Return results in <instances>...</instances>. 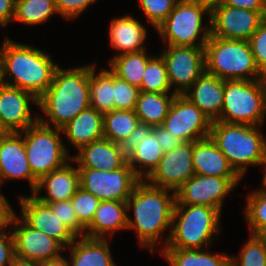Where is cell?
Listing matches in <instances>:
<instances>
[{"label": "cell", "instance_id": "1", "mask_svg": "<svg viewBox=\"0 0 266 266\" xmlns=\"http://www.w3.org/2000/svg\"><path fill=\"white\" fill-rule=\"evenodd\" d=\"M175 202L174 191L154 187L146 181L136 185L126 202L127 230L135 231L140 249H147L153 255L164 249L171 232Z\"/></svg>", "mask_w": 266, "mask_h": 266}, {"label": "cell", "instance_id": "2", "mask_svg": "<svg viewBox=\"0 0 266 266\" xmlns=\"http://www.w3.org/2000/svg\"><path fill=\"white\" fill-rule=\"evenodd\" d=\"M60 65L51 86L38 99V110L39 121L43 125L61 130L90 107L89 72L96 63L69 68Z\"/></svg>", "mask_w": 266, "mask_h": 266}, {"label": "cell", "instance_id": "3", "mask_svg": "<svg viewBox=\"0 0 266 266\" xmlns=\"http://www.w3.org/2000/svg\"><path fill=\"white\" fill-rule=\"evenodd\" d=\"M2 35L0 58L5 84L31 92L39 99L51 86L59 63L47 50Z\"/></svg>", "mask_w": 266, "mask_h": 266}, {"label": "cell", "instance_id": "4", "mask_svg": "<svg viewBox=\"0 0 266 266\" xmlns=\"http://www.w3.org/2000/svg\"><path fill=\"white\" fill-rule=\"evenodd\" d=\"M264 126L213 121L209 137L235 172L246 177L249 167L262 169L266 158V135Z\"/></svg>", "mask_w": 266, "mask_h": 266}, {"label": "cell", "instance_id": "5", "mask_svg": "<svg viewBox=\"0 0 266 266\" xmlns=\"http://www.w3.org/2000/svg\"><path fill=\"white\" fill-rule=\"evenodd\" d=\"M221 214L216 208L183 205L176 201L170 236L164 248L205 249L212 246L222 233Z\"/></svg>", "mask_w": 266, "mask_h": 266}, {"label": "cell", "instance_id": "6", "mask_svg": "<svg viewBox=\"0 0 266 266\" xmlns=\"http://www.w3.org/2000/svg\"><path fill=\"white\" fill-rule=\"evenodd\" d=\"M205 71L223 80H260L249 41L229 40L210 35L204 47Z\"/></svg>", "mask_w": 266, "mask_h": 266}, {"label": "cell", "instance_id": "7", "mask_svg": "<svg viewBox=\"0 0 266 266\" xmlns=\"http://www.w3.org/2000/svg\"><path fill=\"white\" fill-rule=\"evenodd\" d=\"M155 31L162 45L205 47L211 35V13L191 0H178Z\"/></svg>", "mask_w": 266, "mask_h": 266}, {"label": "cell", "instance_id": "8", "mask_svg": "<svg viewBox=\"0 0 266 266\" xmlns=\"http://www.w3.org/2000/svg\"><path fill=\"white\" fill-rule=\"evenodd\" d=\"M216 121L265 126L266 79L225 80L224 102Z\"/></svg>", "mask_w": 266, "mask_h": 266}, {"label": "cell", "instance_id": "9", "mask_svg": "<svg viewBox=\"0 0 266 266\" xmlns=\"http://www.w3.org/2000/svg\"><path fill=\"white\" fill-rule=\"evenodd\" d=\"M23 136L32 175L39 180L71 160L62 131L40 121L19 132Z\"/></svg>", "mask_w": 266, "mask_h": 266}, {"label": "cell", "instance_id": "10", "mask_svg": "<svg viewBox=\"0 0 266 266\" xmlns=\"http://www.w3.org/2000/svg\"><path fill=\"white\" fill-rule=\"evenodd\" d=\"M80 187L96 196L100 201L127 202L136 185L141 181L126 163L112 171L78 168Z\"/></svg>", "mask_w": 266, "mask_h": 266}, {"label": "cell", "instance_id": "11", "mask_svg": "<svg viewBox=\"0 0 266 266\" xmlns=\"http://www.w3.org/2000/svg\"><path fill=\"white\" fill-rule=\"evenodd\" d=\"M241 177L193 175L175 192L176 201L183 205H202L218 209L221 213L226 198L242 182Z\"/></svg>", "mask_w": 266, "mask_h": 266}, {"label": "cell", "instance_id": "12", "mask_svg": "<svg viewBox=\"0 0 266 266\" xmlns=\"http://www.w3.org/2000/svg\"><path fill=\"white\" fill-rule=\"evenodd\" d=\"M164 46L158 53L165 62L172 91L183 94L205 72L204 47Z\"/></svg>", "mask_w": 266, "mask_h": 266}, {"label": "cell", "instance_id": "13", "mask_svg": "<svg viewBox=\"0 0 266 266\" xmlns=\"http://www.w3.org/2000/svg\"><path fill=\"white\" fill-rule=\"evenodd\" d=\"M212 121L183 94H176L163 127L183 143L209 137Z\"/></svg>", "mask_w": 266, "mask_h": 266}, {"label": "cell", "instance_id": "14", "mask_svg": "<svg viewBox=\"0 0 266 266\" xmlns=\"http://www.w3.org/2000/svg\"><path fill=\"white\" fill-rule=\"evenodd\" d=\"M38 98L26 90L4 85L0 88V126L4 132H21L39 121ZM32 107V108H31Z\"/></svg>", "mask_w": 266, "mask_h": 266}, {"label": "cell", "instance_id": "15", "mask_svg": "<svg viewBox=\"0 0 266 266\" xmlns=\"http://www.w3.org/2000/svg\"><path fill=\"white\" fill-rule=\"evenodd\" d=\"M15 255L24 259L43 262L56 258L65 248L42 231L29 226L16 212L11 222Z\"/></svg>", "mask_w": 266, "mask_h": 266}, {"label": "cell", "instance_id": "16", "mask_svg": "<svg viewBox=\"0 0 266 266\" xmlns=\"http://www.w3.org/2000/svg\"><path fill=\"white\" fill-rule=\"evenodd\" d=\"M192 157V142L182 143L163 153L158 166L145 181L154 187L176 192L195 175Z\"/></svg>", "mask_w": 266, "mask_h": 266}, {"label": "cell", "instance_id": "17", "mask_svg": "<svg viewBox=\"0 0 266 266\" xmlns=\"http://www.w3.org/2000/svg\"><path fill=\"white\" fill-rule=\"evenodd\" d=\"M19 216L32 228L42 231L58 241L64 248L72 244L77 236L60 220L51 207L32 194H20Z\"/></svg>", "mask_w": 266, "mask_h": 266}, {"label": "cell", "instance_id": "18", "mask_svg": "<svg viewBox=\"0 0 266 266\" xmlns=\"http://www.w3.org/2000/svg\"><path fill=\"white\" fill-rule=\"evenodd\" d=\"M265 19L260 12L220 4L211 12V35L248 41Z\"/></svg>", "mask_w": 266, "mask_h": 266}, {"label": "cell", "instance_id": "19", "mask_svg": "<svg viewBox=\"0 0 266 266\" xmlns=\"http://www.w3.org/2000/svg\"><path fill=\"white\" fill-rule=\"evenodd\" d=\"M28 181L30 194L38 180L32 171L26 155L23 136L19 132L0 134V189L6 181Z\"/></svg>", "mask_w": 266, "mask_h": 266}, {"label": "cell", "instance_id": "20", "mask_svg": "<svg viewBox=\"0 0 266 266\" xmlns=\"http://www.w3.org/2000/svg\"><path fill=\"white\" fill-rule=\"evenodd\" d=\"M108 25V44L113 49L111 58L125 54L136 53L147 49L148 29L131 13L113 17ZM115 51V52H114Z\"/></svg>", "mask_w": 266, "mask_h": 266}, {"label": "cell", "instance_id": "21", "mask_svg": "<svg viewBox=\"0 0 266 266\" xmlns=\"http://www.w3.org/2000/svg\"><path fill=\"white\" fill-rule=\"evenodd\" d=\"M79 187V170L71 159L64 166L41 177L32 195L46 204L67 201L72 198Z\"/></svg>", "mask_w": 266, "mask_h": 266}, {"label": "cell", "instance_id": "22", "mask_svg": "<svg viewBox=\"0 0 266 266\" xmlns=\"http://www.w3.org/2000/svg\"><path fill=\"white\" fill-rule=\"evenodd\" d=\"M71 159L78 168H92L101 171H112L127 163L120 145L105 138L81 147L71 155Z\"/></svg>", "mask_w": 266, "mask_h": 266}, {"label": "cell", "instance_id": "23", "mask_svg": "<svg viewBox=\"0 0 266 266\" xmlns=\"http://www.w3.org/2000/svg\"><path fill=\"white\" fill-rule=\"evenodd\" d=\"M224 92L225 80L205 71L183 95L213 122L220 117Z\"/></svg>", "mask_w": 266, "mask_h": 266}, {"label": "cell", "instance_id": "24", "mask_svg": "<svg viewBox=\"0 0 266 266\" xmlns=\"http://www.w3.org/2000/svg\"><path fill=\"white\" fill-rule=\"evenodd\" d=\"M109 240L112 239L77 237L65 248L70 266H117Z\"/></svg>", "mask_w": 266, "mask_h": 266}, {"label": "cell", "instance_id": "25", "mask_svg": "<svg viewBox=\"0 0 266 266\" xmlns=\"http://www.w3.org/2000/svg\"><path fill=\"white\" fill-rule=\"evenodd\" d=\"M61 131L65 138L64 140L69 143L65 144V148L71 155L70 146H74L73 149L78 151L81 147L104 138L103 114L89 107L81 111Z\"/></svg>", "mask_w": 266, "mask_h": 266}, {"label": "cell", "instance_id": "26", "mask_svg": "<svg viewBox=\"0 0 266 266\" xmlns=\"http://www.w3.org/2000/svg\"><path fill=\"white\" fill-rule=\"evenodd\" d=\"M127 203L101 201L91 224L85 229V237L112 239L116 232L127 230Z\"/></svg>", "mask_w": 266, "mask_h": 266}, {"label": "cell", "instance_id": "27", "mask_svg": "<svg viewBox=\"0 0 266 266\" xmlns=\"http://www.w3.org/2000/svg\"><path fill=\"white\" fill-rule=\"evenodd\" d=\"M193 164L195 174L218 177H240L229 164L210 137L193 142Z\"/></svg>", "mask_w": 266, "mask_h": 266}, {"label": "cell", "instance_id": "28", "mask_svg": "<svg viewBox=\"0 0 266 266\" xmlns=\"http://www.w3.org/2000/svg\"><path fill=\"white\" fill-rule=\"evenodd\" d=\"M211 247L205 249L164 248L159 252L168 266H230L228 252H212Z\"/></svg>", "mask_w": 266, "mask_h": 266}, {"label": "cell", "instance_id": "29", "mask_svg": "<svg viewBox=\"0 0 266 266\" xmlns=\"http://www.w3.org/2000/svg\"><path fill=\"white\" fill-rule=\"evenodd\" d=\"M97 68V64L89 72L90 107L105 114L114 110V74L108 67Z\"/></svg>", "mask_w": 266, "mask_h": 266}, {"label": "cell", "instance_id": "30", "mask_svg": "<svg viewBox=\"0 0 266 266\" xmlns=\"http://www.w3.org/2000/svg\"><path fill=\"white\" fill-rule=\"evenodd\" d=\"M176 93H152L140 91L135 114L140 123L151 126H161L168 115Z\"/></svg>", "mask_w": 266, "mask_h": 266}, {"label": "cell", "instance_id": "31", "mask_svg": "<svg viewBox=\"0 0 266 266\" xmlns=\"http://www.w3.org/2000/svg\"><path fill=\"white\" fill-rule=\"evenodd\" d=\"M147 49L136 53H125L108 58V69L120 79L132 86L141 87L144 71L153 52L149 55Z\"/></svg>", "mask_w": 266, "mask_h": 266}, {"label": "cell", "instance_id": "32", "mask_svg": "<svg viewBox=\"0 0 266 266\" xmlns=\"http://www.w3.org/2000/svg\"><path fill=\"white\" fill-rule=\"evenodd\" d=\"M162 156L163 151L152 131L145 140L136 146L135 152L127 160V163L135 175L141 181H145L156 169Z\"/></svg>", "mask_w": 266, "mask_h": 266}, {"label": "cell", "instance_id": "33", "mask_svg": "<svg viewBox=\"0 0 266 266\" xmlns=\"http://www.w3.org/2000/svg\"><path fill=\"white\" fill-rule=\"evenodd\" d=\"M59 15L55 0H16L13 23L23 24L30 28L45 24L52 16Z\"/></svg>", "mask_w": 266, "mask_h": 266}, {"label": "cell", "instance_id": "34", "mask_svg": "<svg viewBox=\"0 0 266 266\" xmlns=\"http://www.w3.org/2000/svg\"><path fill=\"white\" fill-rule=\"evenodd\" d=\"M140 124L134 110H112L103 114V136L120 144Z\"/></svg>", "mask_w": 266, "mask_h": 266}, {"label": "cell", "instance_id": "35", "mask_svg": "<svg viewBox=\"0 0 266 266\" xmlns=\"http://www.w3.org/2000/svg\"><path fill=\"white\" fill-rule=\"evenodd\" d=\"M257 187L246 193L242 210L248 234H258L266 225V189Z\"/></svg>", "mask_w": 266, "mask_h": 266}, {"label": "cell", "instance_id": "36", "mask_svg": "<svg viewBox=\"0 0 266 266\" xmlns=\"http://www.w3.org/2000/svg\"><path fill=\"white\" fill-rule=\"evenodd\" d=\"M140 91L152 93H174L172 91L165 62L158 53L146 65Z\"/></svg>", "mask_w": 266, "mask_h": 266}, {"label": "cell", "instance_id": "37", "mask_svg": "<svg viewBox=\"0 0 266 266\" xmlns=\"http://www.w3.org/2000/svg\"><path fill=\"white\" fill-rule=\"evenodd\" d=\"M230 266H266V239L248 234L239 253L230 255Z\"/></svg>", "mask_w": 266, "mask_h": 266}, {"label": "cell", "instance_id": "38", "mask_svg": "<svg viewBox=\"0 0 266 266\" xmlns=\"http://www.w3.org/2000/svg\"><path fill=\"white\" fill-rule=\"evenodd\" d=\"M178 0H137L146 23L156 29L171 13Z\"/></svg>", "mask_w": 266, "mask_h": 266}, {"label": "cell", "instance_id": "39", "mask_svg": "<svg viewBox=\"0 0 266 266\" xmlns=\"http://www.w3.org/2000/svg\"><path fill=\"white\" fill-rule=\"evenodd\" d=\"M71 202L79 223L86 229L91 224L101 201L93 194L79 187L72 196Z\"/></svg>", "mask_w": 266, "mask_h": 266}, {"label": "cell", "instance_id": "40", "mask_svg": "<svg viewBox=\"0 0 266 266\" xmlns=\"http://www.w3.org/2000/svg\"><path fill=\"white\" fill-rule=\"evenodd\" d=\"M140 89L114 74V109L134 110Z\"/></svg>", "mask_w": 266, "mask_h": 266}, {"label": "cell", "instance_id": "41", "mask_svg": "<svg viewBox=\"0 0 266 266\" xmlns=\"http://www.w3.org/2000/svg\"><path fill=\"white\" fill-rule=\"evenodd\" d=\"M60 220L77 236L85 235V228L79 223L70 200L47 203Z\"/></svg>", "mask_w": 266, "mask_h": 266}, {"label": "cell", "instance_id": "42", "mask_svg": "<svg viewBox=\"0 0 266 266\" xmlns=\"http://www.w3.org/2000/svg\"><path fill=\"white\" fill-rule=\"evenodd\" d=\"M97 2L98 0H55V6L60 18L75 21Z\"/></svg>", "mask_w": 266, "mask_h": 266}, {"label": "cell", "instance_id": "43", "mask_svg": "<svg viewBox=\"0 0 266 266\" xmlns=\"http://www.w3.org/2000/svg\"><path fill=\"white\" fill-rule=\"evenodd\" d=\"M254 55L256 65L266 77V19L248 40Z\"/></svg>", "mask_w": 266, "mask_h": 266}, {"label": "cell", "instance_id": "44", "mask_svg": "<svg viewBox=\"0 0 266 266\" xmlns=\"http://www.w3.org/2000/svg\"><path fill=\"white\" fill-rule=\"evenodd\" d=\"M153 126L140 123L133 130L129 136L120 142V148L123 156L128 160L136 150V146L139 145L145 138L152 133Z\"/></svg>", "mask_w": 266, "mask_h": 266}, {"label": "cell", "instance_id": "45", "mask_svg": "<svg viewBox=\"0 0 266 266\" xmlns=\"http://www.w3.org/2000/svg\"><path fill=\"white\" fill-rule=\"evenodd\" d=\"M14 256V239L10 229L0 233V266H9Z\"/></svg>", "mask_w": 266, "mask_h": 266}, {"label": "cell", "instance_id": "46", "mask_svg": "<svg viewBox=\"0 0 266 266\" xmlns=\"http://www.w3.org/2000/svg\"><path fill=\"white\" fill-rule=\"evenodd\" d=\"M153 132L155 133V138L158 140L163 153L169 152L183 143L177 137L172 136L171 133L162 125L154 126Z\"/></svg>", "mask_w": 266, "mask_h": 266}, {"label": "cell", "instance_id": "47", "mask_svg": "<svg viewBox=\"0 0 266 266\" xmlns=\"http://www.w3.org/2000/svg\"><path fill=\"white\" fill-rule=\"evenodd\" d=\"M15 213V209L10 204L4 192H0V233L7 232L11 229V222Z\"/></svg>", "mask_w": 266, "mask_h": 266}, {"label": "cell", "instance_id": "48", "mask_svg": "<svg viewBox=\"0 0 266 266\" xmlns=\"http://www.w3.org/2000/svg\"><path fill=\"white\" fill-rule=\"evenodd\" d=\"M221 4L260 12L266 18V3L264 0H222Z\"/></svg>", "mask_w": 266, "mask_h": 266}, {"label": "cell", "instance_id": "49", "mask_svg": "<svg viewBox=\"0 0 266 266\" xmlns=\"http://www.w3.org/2000/svg\"><path fill=\"white\" fill-rule=\"evenodd\" d=\"M16 0H0V28H7L13 23Z\"/></svg>", "mask_w": 266, "mask_h": 266}, {"label": "cell", "instance_id": "50", "mask_svg": "<svg viewBox=\"0 0 266 266\" xmlns=\"http://www.w3.org/2000/svg\"><path fill=\"white\" fill-rule=\"evenodd\" d=\"M40 266H70V264L68 261V256L65 255L64 252L56 258L40 262Z\"/></svg>", "mask_w": 266, "mask_h": 266}, {"label": "cell", "instance_id": "51", "mask_svg": "<svg viewBox=\"0 0 266 266\" xmlns=\"http://www.w3.org/2000/svg\"><path fill=\"white\" fill-rule=\"evenodd\" d=\"M195 4L206 8L210 13L217 8L222 0H191Z\"/></svg>", "mask_w": 266, "mask_h": 266}, {"label": "cell", "instance_id": "52", "mask_svg": "<svg viewBox=\"0 0 266 266\" xmlns=\"http://www.w3.org/2000/svg\"><path fill=\"white\" fill-rule=\"evenodd\" d=\"M9 266H40L39 262L14 256Z\"/></svg>", "mask_w": 266, "mask_h": 266}, {"label": "cell", "instance_id": "53", "mask_svg": "<svg viewBox=\"0 0 266 266\" xmlns=\"http://www.w3.org/2000/svg\"><path fill=\"white\" fill-rule=\"evenodd\" d=\"M263 174H262V178L260 180V187L266 189V158L264 160V164L262 169L260 170Z\"/></svg>", "mask_w": 266, "mask_h": 266}, {"label": "cell", "instance_id": "54", "mask_svg": "<svg viewBox=\"0 0 266 266\" xmlns=\"http://www.w3.org/2000/svg\"><path fill=\"white\" fill-rule=\"evenodd\" d=\"M4 85L5 81H4L3 63L0 58V88L3 87Z\"/></svg>", "mask_w": 266, "mask_h": 266}, {"label": "cell", "instance_id": "55", "mask_svg": "<svg viewBox=\"0 0 266 266\" xmlns=\"http://www.w3.org/2000/svg\"><path fill=\"white\" fill-rule=\"evenodd\" d=\"M260 238L266 239V225L264 228L257 234Z\"/></svg>", "mask_w": 266, "mask_h": 266}, {"label": "cell", "instance_id": "56", "mask_svg": "<svg viewBox=\"0 0 266 266\" xmlns=\"http://www.w3.org/2000/svg\"><path fill=\"white\" fill-rule=\"evenodd\" d=\"M3 133H5V132L2 130V128L0 126V134H3Z\"/></svg>", "mask_w": 266, "mask_h": 266}]
</instances>
